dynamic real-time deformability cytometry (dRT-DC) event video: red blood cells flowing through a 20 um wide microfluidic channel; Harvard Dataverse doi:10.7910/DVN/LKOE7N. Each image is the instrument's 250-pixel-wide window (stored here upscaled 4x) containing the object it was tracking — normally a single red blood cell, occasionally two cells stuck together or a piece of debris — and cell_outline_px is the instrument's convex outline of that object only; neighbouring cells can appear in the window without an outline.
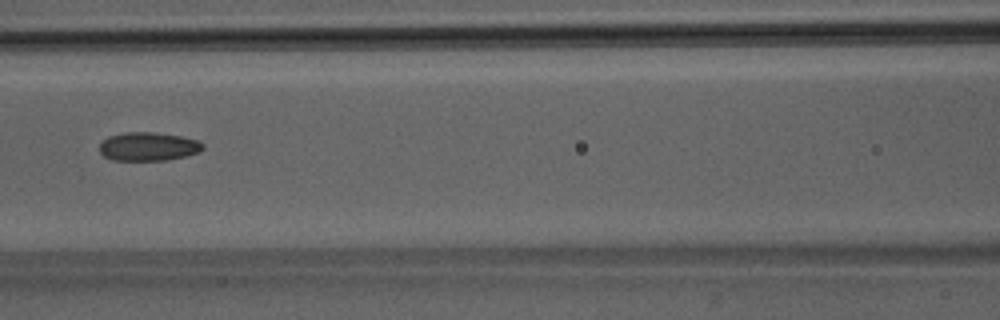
{"species": "Egyptian fruit bat (a non-hibernating species)", "species_latin": "Rousettus aegyptiacus", "temperature_condition": "room temperature", "stored_images_in_passage": 4, "camera_frame_rate_fps": 3000, "um_per_image_px": 0.085, "animal": {"sex": "male"}, "frame": {"image": 1, "passage_image": 4, "time_ms": 3.333, "image_size_px": [1000, 320], "cell_outline_px": [[204, 148], [196, 152], [184, 156], [168, 160], [112, 160], [104, 156], [100, 152], [100, 144], [108, 136], [124, 132], [152, 132], [180, 136], [196, 140], [204, 144]], "centroid_in_image_um": [12.57, 12.45], "position_along_channel_um": 154.0, "area_um2": 17.05}}